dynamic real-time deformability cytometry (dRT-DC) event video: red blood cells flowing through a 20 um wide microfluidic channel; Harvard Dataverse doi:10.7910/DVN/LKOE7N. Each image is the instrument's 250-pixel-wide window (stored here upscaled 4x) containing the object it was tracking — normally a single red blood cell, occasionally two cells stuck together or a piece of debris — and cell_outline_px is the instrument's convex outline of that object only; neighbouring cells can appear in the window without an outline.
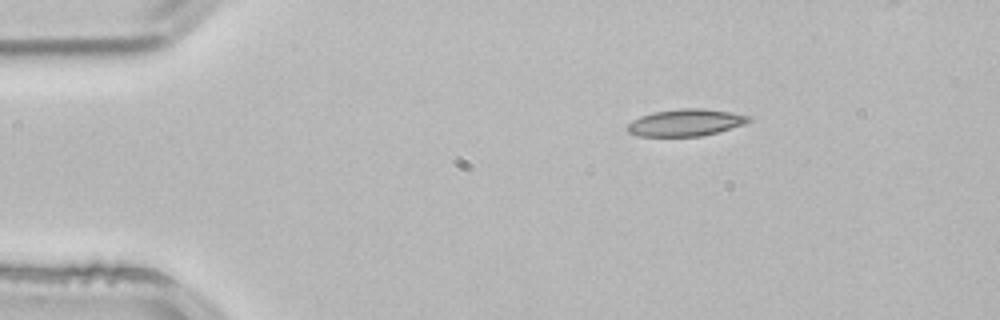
{"species": "common noctule bat (a hibernating species)", "species_latin": "Nyctalus noctula", "temperature_condition": "room temperature", "stored_images_in_passage": 4, "camera_frame_rate_fps": 3000, "um_per_image_px": 0.085, "animal": {"sex": "male", "body_mass_g": 21.5, "forearm_length_mm": 52.0}, "frame": {"image": 1, "passage_image": 4, "time_ms": 1.0, "image_size_px": [1000, 320], "cell_outline_px": [[752, 120], [744, 124], [716, 132], [700, 136], [640, 136], [628, 132], [628, 124], [632, 120], [640, 116], [652, 112], [680, 108], [704, 108], [732, 112], [752, 116]], "centroid_in_image_um": [58.3, 10.4], "position_along_channel_um": 26.7, "area_um2": 19.07}}